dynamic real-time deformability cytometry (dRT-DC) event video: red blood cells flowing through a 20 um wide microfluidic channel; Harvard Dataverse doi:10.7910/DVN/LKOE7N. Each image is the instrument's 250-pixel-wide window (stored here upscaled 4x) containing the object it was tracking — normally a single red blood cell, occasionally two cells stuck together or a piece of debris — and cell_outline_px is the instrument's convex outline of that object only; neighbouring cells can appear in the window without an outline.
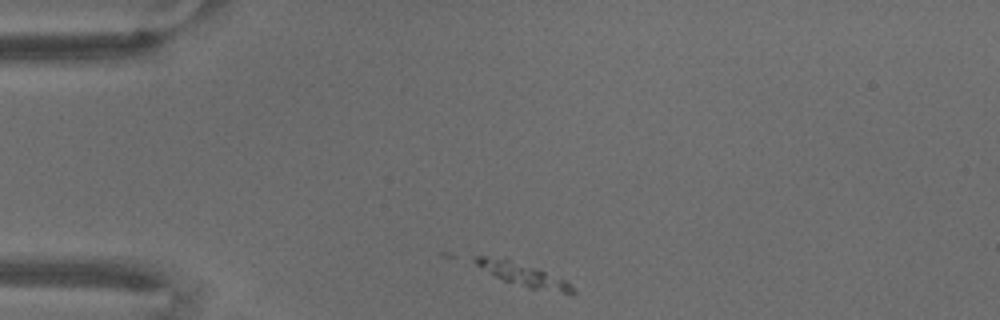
{"species": "common noctule bat (a hibernating species)", "species_latin": "Nyctalus noctula", "temperature_condition": "warm", "stored_images_in_passage": 4, "camera_frame_rate_fps": 3000, "um_per_image_px": 0.085, "animal": {"sex": "male", "body_mass_g": 18.8}, "frame": {"image": 1, "passage_image": 1, "time_ms": 0.0, "image_size_px": [1000, 320], "cell_outline_px": [[576, 292], [564, 292], [528, 288], [504, 280], [496, 276], [476, 264], [472, 260], [472, 256], [484, 256], [508, 260], [544, 272], [564, 280]], "centroid_in_image_um": [44.37, 23.34], "position_along_channel_um": 40.6, "area_um2": 11.85}}